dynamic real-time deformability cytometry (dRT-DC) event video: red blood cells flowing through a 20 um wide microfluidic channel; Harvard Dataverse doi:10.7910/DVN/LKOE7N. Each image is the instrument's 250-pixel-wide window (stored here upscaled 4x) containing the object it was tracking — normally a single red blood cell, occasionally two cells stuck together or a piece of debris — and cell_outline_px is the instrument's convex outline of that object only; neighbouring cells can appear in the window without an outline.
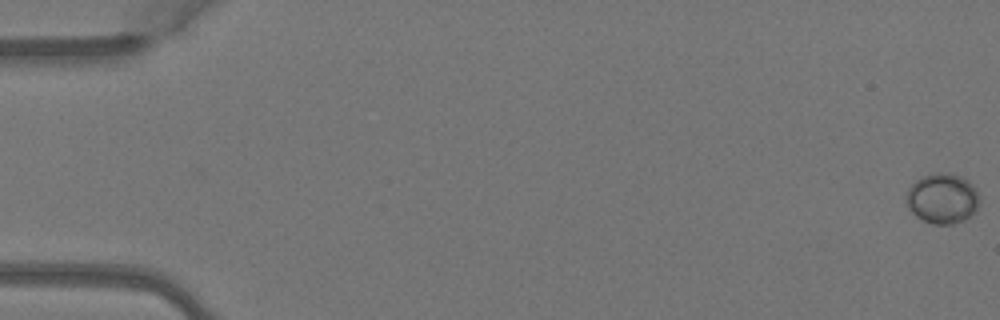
{"species": "Egyptian fruit bat (a non-hibernating species)", "species_latin": "Rousettus aegyptiacus", "temperature_condition": "warm", "stored_images_in_passage": 5, "camera_frame_rate_fps": 3000, "um_per_image_px": 0.085, "animal": {"sex": "female"}, "frame": {"image": 1, "passage_image": 1, "time_ms": 0.0, "image_size_px": [1000, 320], "cell_outline_px": [[980, 200], [976, 212], [952, 224], [932, 224], [916, 216], [908, 208], [908, 188], [916, 180], [932, 172], [940, 172], [960, 176], [968, 180], [976, 188]], "centroid_in_image_um": [80.13, 16.86], "position_along_channel_um": 4.9, "area_um2": 21.21}}
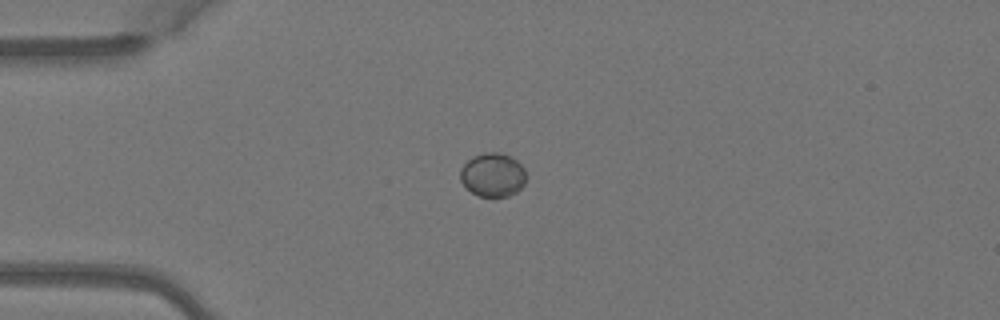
{"frame": {"image": 2, "passage_image": 4, "time_ms": 1.0, "image_size_px": [1000, 320], "cell_outline_px": [[524, 184], [516, 192], [508, 196], [480, 196], [472, 192], [460, 180], [460, 168], [472, 156], [484, 152], [500, 152], [512, 156], [524, 168]], "centroid_in_image_um": [41.87, 14.83], "position_along_channel_um": 43.1, "area_um2": 16.7}}